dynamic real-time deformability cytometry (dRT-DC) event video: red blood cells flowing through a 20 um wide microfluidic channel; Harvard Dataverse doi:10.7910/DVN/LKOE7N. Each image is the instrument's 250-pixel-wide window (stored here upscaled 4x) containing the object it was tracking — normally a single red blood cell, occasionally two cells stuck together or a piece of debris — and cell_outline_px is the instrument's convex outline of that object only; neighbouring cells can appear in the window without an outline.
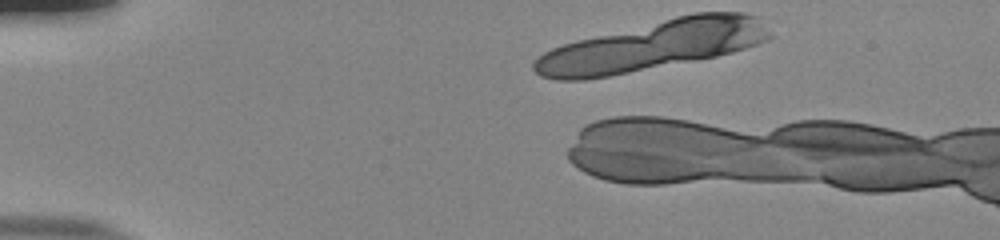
{"species": "human", "species_latin": "Homo sapiens", "temperature_condition": "room temperature", "stored_images_in_passage": 6, "camera_frame_rate_fps": 3000, "um_per_image_px": 0.085, "donor": {"sex": "male"}, "frame": {"image": 1, "passage_image": 1, "time_ms": 0.0, "image_size_px": [1000, 240], "cell_outline_px": [[772, 36], [756, 44], [732, 52], [716, 56], [608, 76], [584, 80], [556, 80], [540, 76], [532, 68], [532, 64], [544, 52], [552, 48], [564, 44], [676, 16], [696, 12], [740, 12], [756, 16]], "centroid_in_image_um": [55.45, 3.89], "position_along_channel_um": 29.6, "area_um2": 66.93}}